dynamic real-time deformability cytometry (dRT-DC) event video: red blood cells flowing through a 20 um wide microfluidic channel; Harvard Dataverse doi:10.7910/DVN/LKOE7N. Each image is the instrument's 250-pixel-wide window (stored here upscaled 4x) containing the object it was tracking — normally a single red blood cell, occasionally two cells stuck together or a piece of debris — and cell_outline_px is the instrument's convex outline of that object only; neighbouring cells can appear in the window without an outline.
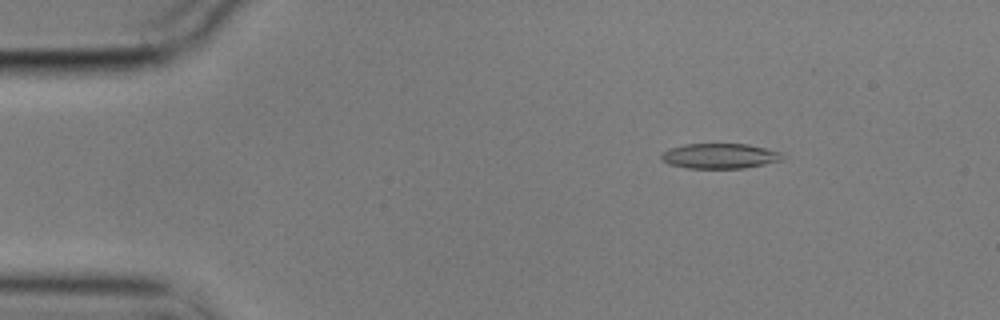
{"species": "common noctule bat (a hibernating species)", "species_latin": "Nyctalus noctula", "temperature_condition": "cold", "stored_images_in_passage": 56, "camera_frame_rate_fps": 3000, "um_per_image_px": 0.085, "animal": {"sex": "male", "body_mass_g": 17.9}, "frame": {"image": 1, "passage_image": 8, "time_ms": 2.333, "image_size_px": [1000, 320], "cell_outline_px": [[784, 160], [744, 168], [688, 168], [668, 164], [660, 156], [668, 148], [684, 144], [748, 144], [780, 152]], "centroid_in_image_um": [61.17, 13.26], "position_along_channel_um": 23.8, "area_um2": 17.63}}
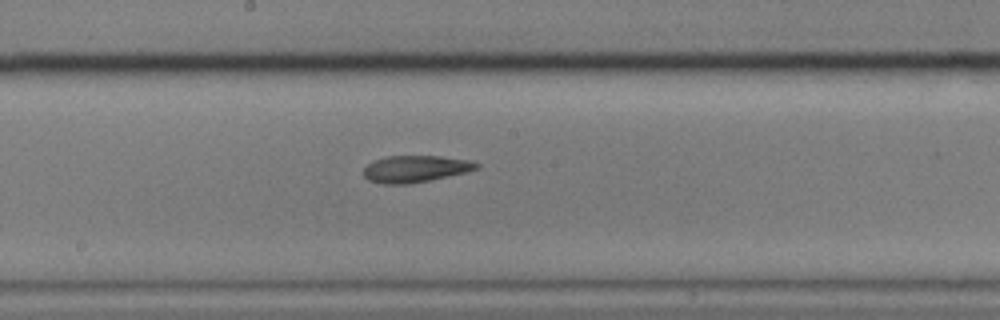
{"frame": {"image": 2, "passage_image": 30, "time_ms": 9.667, "image_size_px": [1000, 320], "cell_outline_px": [[480, 168], [468, 172], [412, 184], [380, 184], [368, 180], [364, 176], [364, 168], [372, 160], [388, 156], [440, 156], [472, 160], [480, 164]], "centroid_in_image_um": [35.34, 14.36], "position_along_channel_um": 212.9, "area_um2": 17.98}}
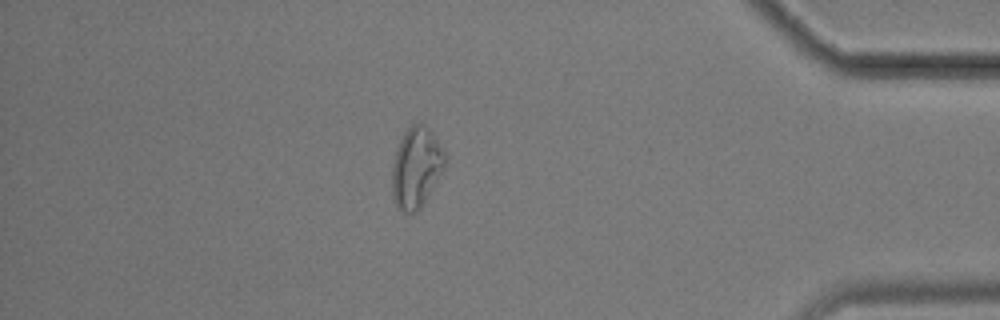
{"frame": {"image": 3, "passage_image": 49, "time_ms": 16.0, "image_size_px": [1000, 320], "cell_outline_px": [[448, 160], [444, 168], [424, 200], [416, 212], [404, 212], [396, 208], [392, 196], [392, 164], [396, 148], [404, 132], [412, 124], [420, 120], [428, 128], [448, 156]], "centroid_in_image_um": [35.36, 14.2], "position_along_channel_um": 399.8, "area_um2": 24.85}, "authors_computed_cell_mechanics": {"area_um2": 18.5249, "velocity_mm_per_s": 3.5359, "shape_relaxation_time_tau1_ms": null, "shape_relaxation_time_tau2_ms": 6.086, "deformation_change_tau1": null, "deformation_change_tau2": 0.1469}}